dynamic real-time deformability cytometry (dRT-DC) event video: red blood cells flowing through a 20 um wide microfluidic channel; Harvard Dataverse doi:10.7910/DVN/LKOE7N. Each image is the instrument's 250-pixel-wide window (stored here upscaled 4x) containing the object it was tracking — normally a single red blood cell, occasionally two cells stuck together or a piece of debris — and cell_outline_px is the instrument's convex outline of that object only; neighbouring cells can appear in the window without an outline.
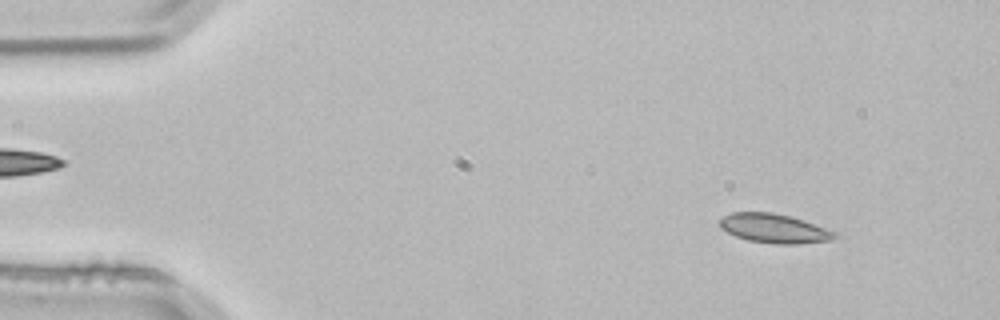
{"species": "common noctule bat (a hibernating species)", "species_latin": "Nyctalus noctula", "temperature_condition": "room temperature", "stored_images_in_passage": 3, "camera_frame_rate_fps": 3000, "um_per_image_px": 0.085, "animal": {"sex": "male", "body_mass_g": 21.5, "forearm_length_mm": 52.0}, "frame": {"image": 1, "passage_image": 1, "time_ms": 0.0, "image_size_px": [1000, 320], "cell_outline_px": [[840, 236], [832, 240], [796, 244], [776, 244], [748, 240], [736, 236], [720, 228], [720, 220], [724, 216], [732, 212], [772, 212], [792, 216], [804, 220], [836, 232]], "centroid_in_image_um": [65.84, 19.41], "position_along_channel_um": 19.2, "area_um2": 19.59}}
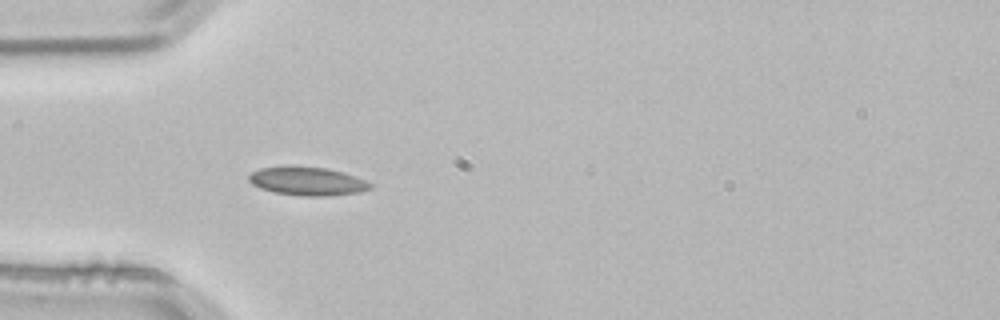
{"frame": {"image": 2, "passage_image": 3, "time_ms": 0.667, "image_size_px": [1000, 320], "cell_outline_px": [[372, 188], [356, 192], [324, 196], [300, 196], [276, 192], [260, 188], [252, 184], [248, 180], [248, 176], [252, 172], [260, 168], [284, 164], [288, 164], [328, 168], [344, 172], [356, 176], [372, 184]], "centroid_in_image_um": [26.07, 15.36], "position_along_channel_um": 58.9, "area_um2": 20.52}}